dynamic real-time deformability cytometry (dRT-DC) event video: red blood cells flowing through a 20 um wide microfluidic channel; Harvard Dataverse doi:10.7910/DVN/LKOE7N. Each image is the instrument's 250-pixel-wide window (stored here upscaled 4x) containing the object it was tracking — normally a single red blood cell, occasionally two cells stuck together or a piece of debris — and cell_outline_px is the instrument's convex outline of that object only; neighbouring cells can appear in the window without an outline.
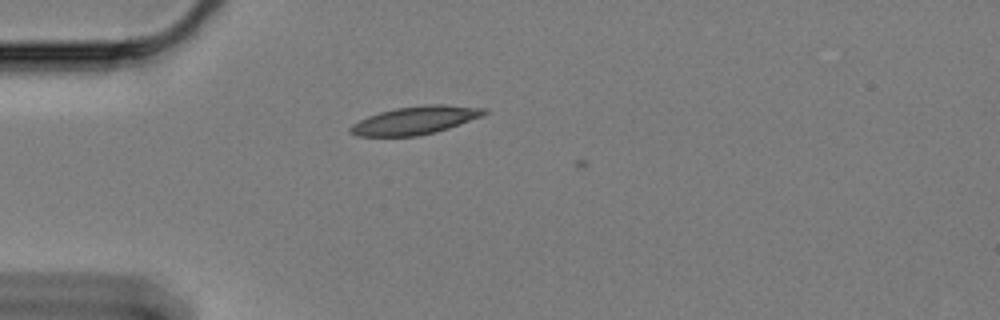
{"species": "Egyptian fruit bat (a non-hibernating species)", "species_latin": "Rousettus aegyptiacus", "temperature_condition": "cold", "stored_images_in_passage": 4, "camera_frame_rate_fps": 3000, "um_per_image_px": 0.085, "animal": {"sex": "female"}, "frame": {"image": 1, "passage_image": 3, "time_ms": 0.667, "image_size_px": [1000, 320], "cell_outline_px": [[488, 112], [484, 116], [436, 132], [416, 136], [360, 136], [348, 132], [348, 128], [352, 124], [368, 116], [380, 112], [396, 108], [424, 104], [444, 104], [488, 108]], "centroid_in_image_um": [35.34, 10.21], "position_along_channel_um": 49.7, "area_um2": 22.02}}